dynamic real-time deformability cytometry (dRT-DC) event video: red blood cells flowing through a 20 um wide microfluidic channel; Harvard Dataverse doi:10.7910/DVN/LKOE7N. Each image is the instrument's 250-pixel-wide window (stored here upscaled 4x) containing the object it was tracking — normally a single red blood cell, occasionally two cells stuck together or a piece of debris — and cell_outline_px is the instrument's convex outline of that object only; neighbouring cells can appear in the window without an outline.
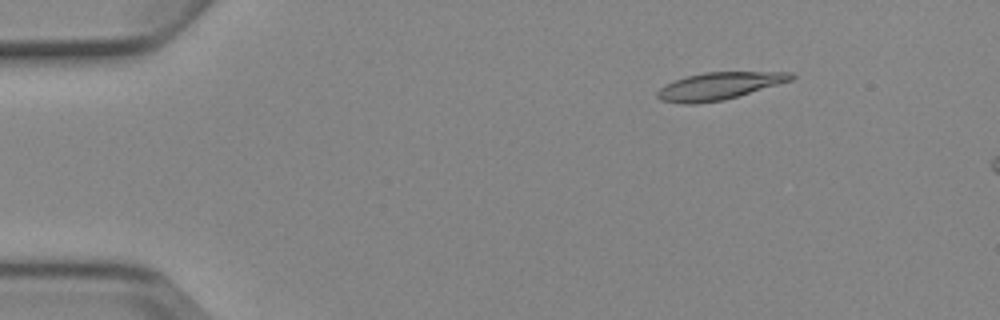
{"species": "Egyptian fruit bat (a non-hibernating species)", "species_latin": "Rousettus aegyptiacus", "temperature_condition": "cold", "stored_images_in_passage": 4, "camera_frame_rate_fps": 3000, "um_per_image_px": 0.085, "animal": {"sex": "female"}, "frame": {"image": 1, "passage_image": 2, "time_ms": 1.333, "image_size_px": [1000, 320], "cell_outline_px": [[796, 76], [792, 80], [724, 100], [692, 104], [684, 104], [660, 100], [656, 96], [656, 92], [664, 84], [688, 76], [704, 72], [792, 72]], "centroid_in_image_um": [61.1, 7.31], "position_along_channel_um": 23.9, "area_um2": 21.15}}